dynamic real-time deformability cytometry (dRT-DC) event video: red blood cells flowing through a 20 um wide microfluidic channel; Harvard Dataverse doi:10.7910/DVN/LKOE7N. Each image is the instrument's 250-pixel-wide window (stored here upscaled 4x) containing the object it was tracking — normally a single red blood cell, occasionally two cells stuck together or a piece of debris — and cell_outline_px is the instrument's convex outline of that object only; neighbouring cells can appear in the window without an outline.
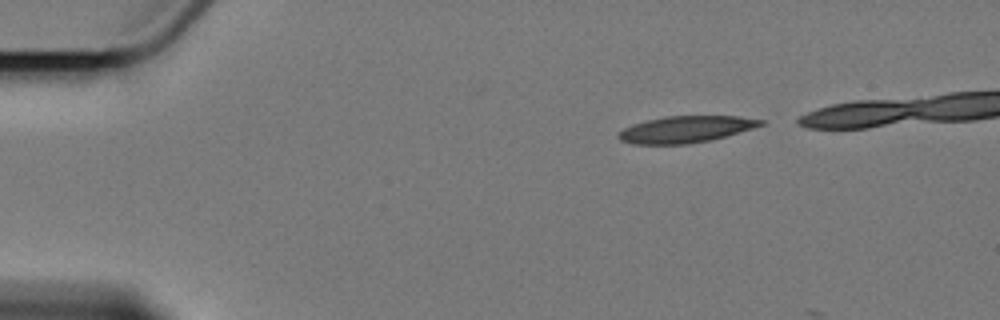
{"species": "Egyptian fruit bat (a non-hibernating species)", "species_latin": "Rousettus aegyptiacus", "temperature_condition": "cold", "stored_images_in_passage": 2, "camera_frame_rate_fps": 3000, "um_per_image_px": 0.085, "animal": {"sex": "female"}, "frame": {"image": 1, "passage_image": 1, "time_ms": 0.0, "image_size_px": [1000, 320], "cell_outline_px": [[764, 124], [752, 128], [724, 136], [708, 140], [688, 144], [632, 144], [620, 140], [616, 136], [624, 128], [632, 124], [664, 116], [740, 116], [764, 120]], "centroid_in_image_um": [58.25, 10.99], "position_along_channel_um": 26.7, "area_um2": 21.85}}